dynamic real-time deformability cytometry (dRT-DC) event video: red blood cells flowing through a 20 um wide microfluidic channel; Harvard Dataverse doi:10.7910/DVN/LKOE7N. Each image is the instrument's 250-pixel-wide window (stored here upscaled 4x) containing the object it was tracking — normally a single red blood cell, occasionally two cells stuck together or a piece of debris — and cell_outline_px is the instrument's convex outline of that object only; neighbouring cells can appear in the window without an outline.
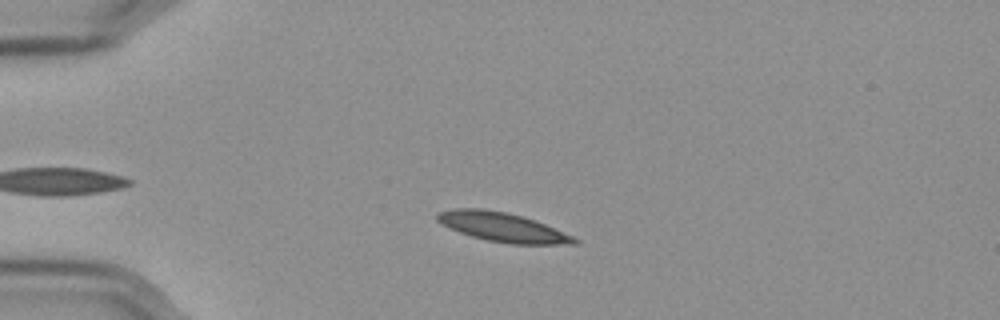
{"species": "Egyptian fruit bat (a non-hibernating species)", "species_latin": "Rousettus aegyptiacus", "temperature_condition": "cold", "stored_images_in_passage": 45, "camera_frame_rate_fps": 3000, "um_per_image_px": 0.085, "frame": {"image": 1, "passage_image": 10, "time_ms": 3.0, "image_size_px": [1000, 320], "cell_outline_px": [[580, 240], [576, 244], [508, 244], [488, 240], [472, 236], [460, 232], [440, 224], [436, 220], [436, 212], [452, 208], [480, 208], [504, 212], [520, 216], [544, 224], [572, 236]], "centroid_in_image_um": [42.64, 19.3], "position_along_channel_um": 42.4, "area_um2": 23.06}}
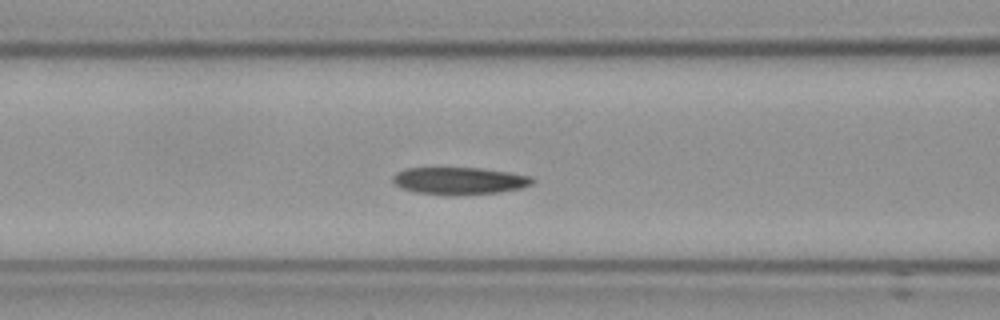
{"frame": {"image": 2, "passage_image": 20, "time_ms": 6.333, "image_size_px": [1000, 320], "cell_outline_px": [[536, 180], [532, 184], [520, 188], [500, 192], [416, 192], [404, 188], [396, 184], [392, 180], [392, 176], [396, 172], [408, 168], [480, 168], [508, 172], [532, 176]], "centroid_in_image_um": [39.09, 15.31], "position_along_channel_um": 127.5, "area_um2": 20.98}}
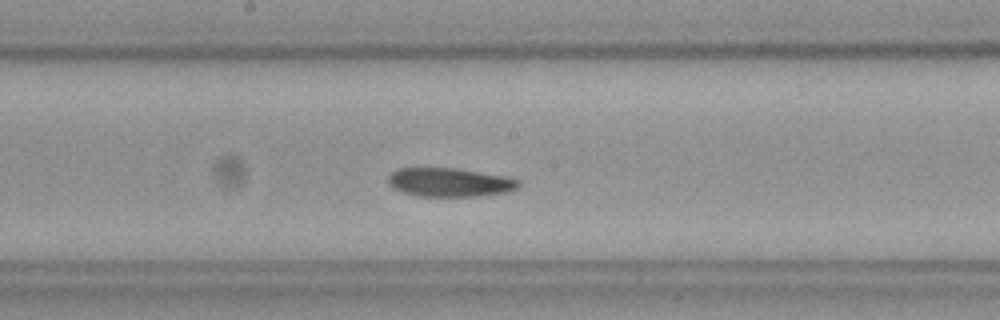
{"frame": {"image": 3, "passage_image": 27, "time_ms": 8.667, "image_size_px": [1000, 320], "cell_outline_px": [[520, 184], [516, 188], [504, 192], [476, 196], [416, 196], [392, 188], [388, 184], [388, 176], [396, 168], [456, 168], [504, 176], [520, 180]], "centroid_in_image_um": [38.17, 15.49], "position_along_channel_um": 210.0, "area_um2": 21.73}, "authors_computed_cell_mechanics": {"area_um2": 21.9062, "velocity_mm_per_s": 3.529, "shape_relaxation_time_tau1_ms": 4.2994, "shape_relaxation_time_tau2_ms": 4.2592, "deformation_change_tau1": 0.1257, "deformation_change_tau2": 0.0917}}